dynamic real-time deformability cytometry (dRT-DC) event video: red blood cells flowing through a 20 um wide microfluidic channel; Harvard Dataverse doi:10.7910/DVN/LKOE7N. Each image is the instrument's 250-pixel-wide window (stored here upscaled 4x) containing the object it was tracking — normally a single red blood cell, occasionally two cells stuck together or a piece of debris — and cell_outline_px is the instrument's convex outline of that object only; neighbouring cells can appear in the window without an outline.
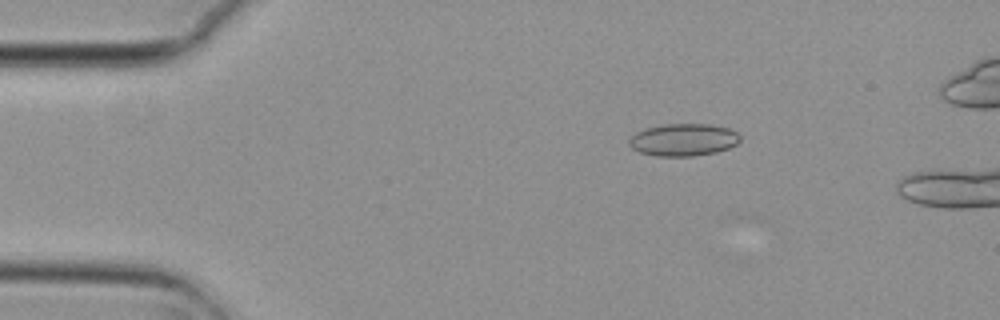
{"species": "common noctule bat (a hibernating species)", "species_latin": "Nyctalus noctula", "temperature_condition": "cold", "stored_images_in_passage": 5, "camera_frame_rate_fps": 3000, "um_per_image_px": 0.085, "animal": {"sex": "female", "body_mass_g": 29.2, "forearm_length_mm": 56.3}, "frame": {"image": 1, "passage_image": 2, "time_ms": 0.333, "image_size_px": [1000, 320], "cell_outline_px": [[740, 140], [736, 144], [728, 148], [716, 152], [692, 156], [656, 156], [640, 152], [632, 148], [628, 144], [628, 140], [636, 132], [648, 128], [664, 124], [712, 124], [728, 128], [736, 132], [740, 136]], "centroid_in_image_um": [58.09, 11.88], "position_along_channel_um": 26.9, "area_um2": 20.87}}